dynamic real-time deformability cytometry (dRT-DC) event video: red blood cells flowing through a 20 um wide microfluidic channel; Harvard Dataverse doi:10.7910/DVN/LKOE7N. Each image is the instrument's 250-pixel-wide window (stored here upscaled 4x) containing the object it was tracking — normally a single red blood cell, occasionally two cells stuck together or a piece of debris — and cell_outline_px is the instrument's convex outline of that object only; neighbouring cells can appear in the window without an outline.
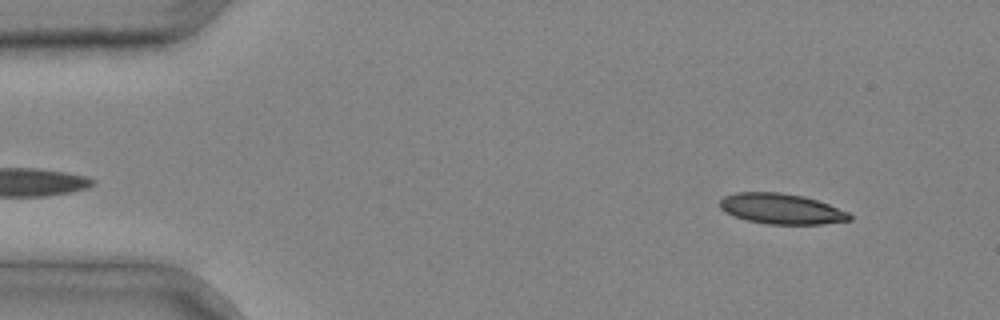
{"species": "common noctule bat (a hibernating species)", "species_latin": "Nyctalus noctula", "temperature_condition": "cold", "stored_images_in_passage": 4, "camera_frame_rate_fps": 3000, "um_per_image_px": 0.085, "animal": {"sex": "male", "body_mass_g": 20.4}, "frame": {"image": 1, "passage_image": 4, "time_ms": 1.0, "image_size_px": [1000, 320], "cell_outline_px": [[852, 220], [824, 224], [768, 224], [748, 220], [724, 212], [720, 208], [720, 200], [724, 196], [736, 192], [780, 192], [804, 196], [828, 204], [848, 212], [852, 216]], "centroid_in_image_um": [66.42, 17.74], "position_along_channel_um": 18.6, "area_um2": 23.0}}